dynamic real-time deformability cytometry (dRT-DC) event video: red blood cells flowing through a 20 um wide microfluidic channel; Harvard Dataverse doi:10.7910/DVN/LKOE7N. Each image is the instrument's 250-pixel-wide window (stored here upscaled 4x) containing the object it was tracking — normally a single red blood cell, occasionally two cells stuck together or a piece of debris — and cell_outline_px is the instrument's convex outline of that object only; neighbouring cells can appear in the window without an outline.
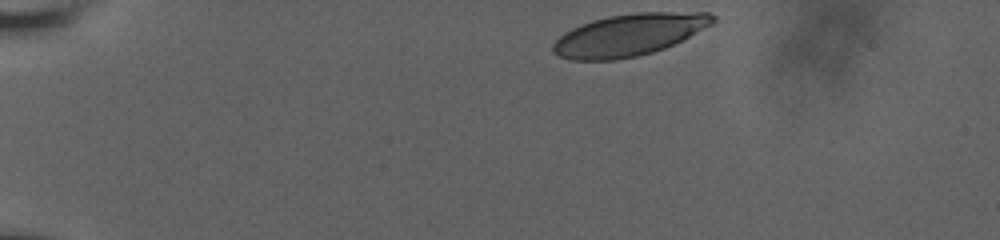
{"species": "human", "species_latin": "Homo sapiens", "temperature_condition": "room temperature", "stored_images_in_passage": 40, "camera_frame_rate_fps": 3000, "um_per_image_px": 0.085, "donor": {"sex": "male"}, "frame": {"image": 1, "passage_image": 1, "time_ms": 0.0, "image_size_px": [1000, 240], "cell_outline_px": [[716, 20], [712, 24], [664, 48], [652, 52], [636, 56], [616, 60], [572, 60], [556, 56], [552, 52], [552, 44], [564, 32], [572, 28], [592, 20], [608, 16], [636, 12], [708, 12], [716, 16]], "centroid_in_image_um": [53.43, 2.96], "position_along_channel_um": 31.6, "area_um2": 38.96}}
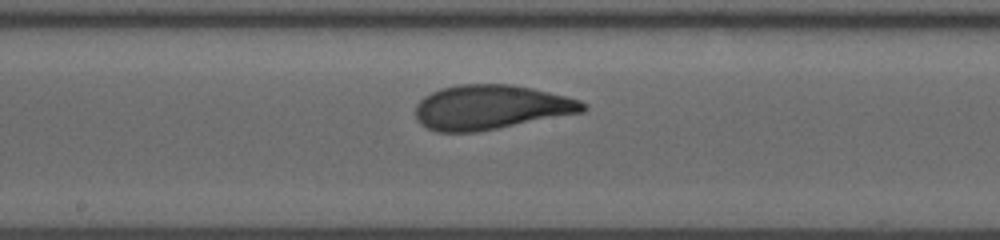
{"frame": {"image": 2, "passage_image": 23, "time_ms": 7.333, "image_size_px": [1000, 240], "cell_outline_px": [[588, 108], [584, 112], [476, 132], [436, 132], [420, 124], [416, 120], [416, 104], [424, 96], [440, 88], [456, 84], [508, 84], [532, 88], [580, 100], [588, 104]], "centroid_in_image_um": [41.7, 9.11], "position_along_channel_um": 206.5, "area_um2": 43.52}}
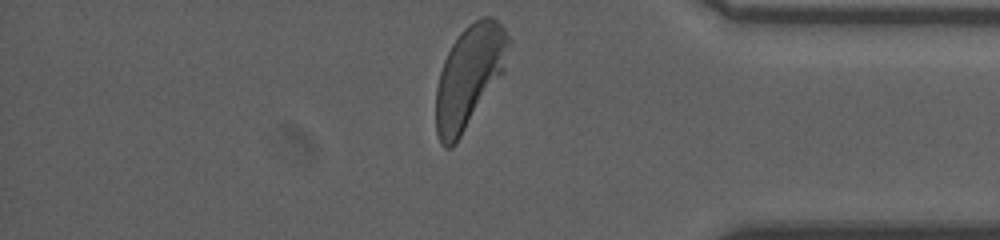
{"frame": {"image": 3, "passage_image": 40, "time_ms": 13.0, "image_size_px": [1000, 240], "cell_outline_px": [[512, 44], [504, 72], [456, 144], [452, 148], [444, 148], [440, 144], [436, 136], [436, 88], [440, 72], [444, 60], [452, 44], [460, 32], [468, 24], [480, 16], [492, 16], [504, 28], [512, 40]], "centroid_in_image_um": [39.9, 6.49], "position_along_channel_um": 395.3, "area_um2": 43.81}, "authors_computed_cell_mechanics": {"area_um2": 43.061, "velocity_mm_per_s": 3.6265, "shape_relaxation_time_tau1_ms": 3.8138, "shape_relaxation_time_tau2_ms": 0.8885, "deformation_change_tau1": 0.181, "deformation_change_tau2": 0.0724}}